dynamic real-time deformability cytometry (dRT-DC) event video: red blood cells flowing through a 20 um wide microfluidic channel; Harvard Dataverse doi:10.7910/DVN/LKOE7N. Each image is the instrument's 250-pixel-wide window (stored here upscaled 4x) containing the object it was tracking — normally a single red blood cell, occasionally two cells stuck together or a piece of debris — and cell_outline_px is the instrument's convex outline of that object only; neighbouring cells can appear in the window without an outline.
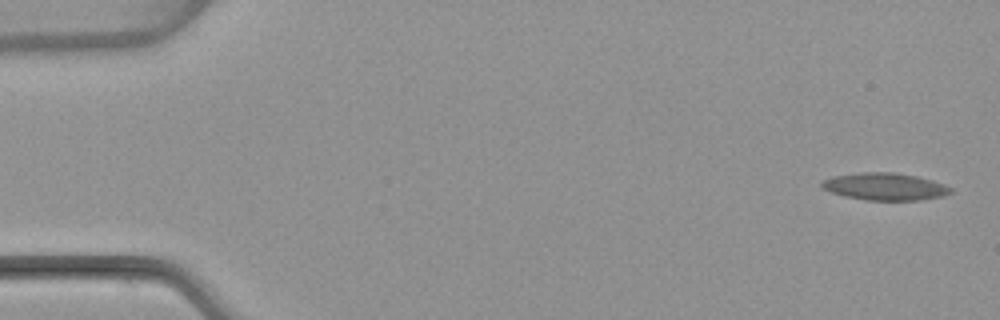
{"species": "common noctule bat (a hibernating species)", "species_latin": "Nyctalus noctula", "temperature_condition": "warm", "stored_images_in_passage": 4, "camera_frame_rate_fps": 3000, "um_per_image_px": 0.085, "animal": {"sex": "female", "body_mass_g": 22.7, "forearm_length_mm": 54.2}, "frame": {"image": 1, "passage_image": 1, "time_ms": 0.0, "image_size_px": [1000, 320], "cell_outline_px": [[952, 192], [944, 196], [920, 200], [864, 200], [844, 196], [820, 188], [820, 180], [832, 176], [864, 172], [896, 172], [916, 176], [932, 180], [944, 184], [952, 188]], "centroid_in_image_um": [75.19, 15.85], "position_along_channel_um": 9.8, "area_um2": 20.69}}
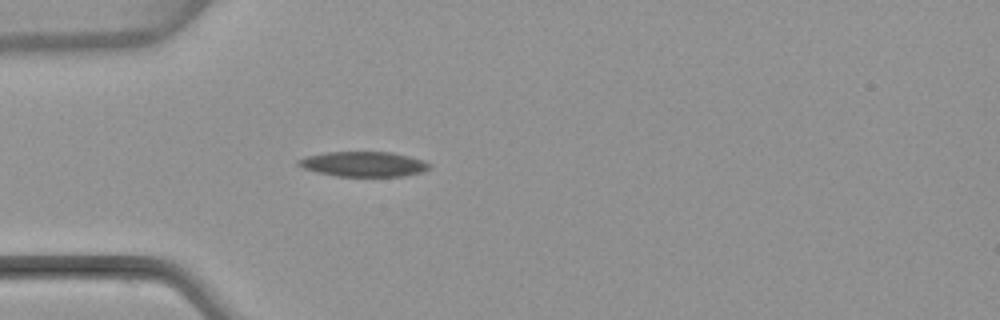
{"frame": {"image": 2, "passage_image": 4, "time_ms": 4.667, "image_size_px": [1000, 320], "cell_outline_px": [[432, 164], [428, 168], [420, 172], [404, 176], [336, 176], [304, 168], [296, 164], [296, 160], [308, 156], [328, 152], [392, 152], [424, 160]], "centroid_in_image_um": [30.92, 13.94], "position_along_channel_um": 54.1, "area_um2": 18.9}}